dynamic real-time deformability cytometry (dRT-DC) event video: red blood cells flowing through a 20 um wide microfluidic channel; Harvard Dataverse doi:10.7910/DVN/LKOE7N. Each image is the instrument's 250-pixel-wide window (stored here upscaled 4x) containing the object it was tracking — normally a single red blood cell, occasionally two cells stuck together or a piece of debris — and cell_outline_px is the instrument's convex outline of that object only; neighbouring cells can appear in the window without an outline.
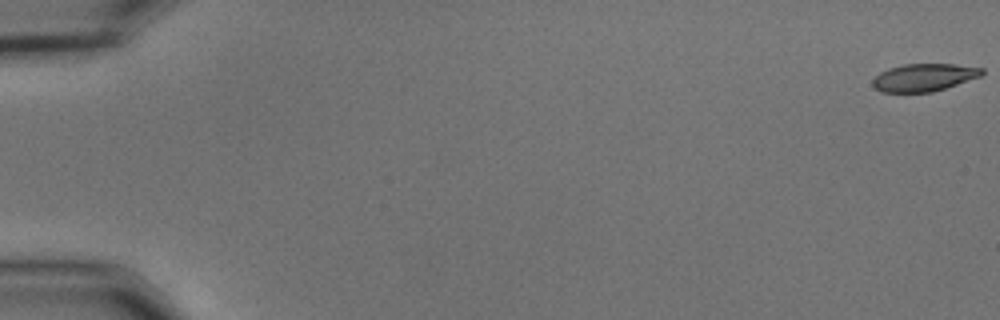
{"species": "common noctule bat (a hibernating species)", "species_latin": "Nyctalus noctula", "temperature_condition": "cold", "stored_images_in_passage": 57, "camera_frame_rate_fps": 3000, "um_per_image_px": 0.085, "animal": {"sex": "male", "body_mass_g": 15.6}, "frame": {"image": 1, "passage_image": 1, "time_ms": 0.0, "image_size_px": [1000, 320], "cell_outline_px": [[984, 72], [980, 76], [932, 92], [880, 92], [872, 84], [872, 80], [880, 72], [888, 68], [904, 64], [952, 64], [984, 68]], "centroid_in_image_um": [78.5, 6.57], "position_along_channel_um": 6.5, "area_um2": 17.4}}
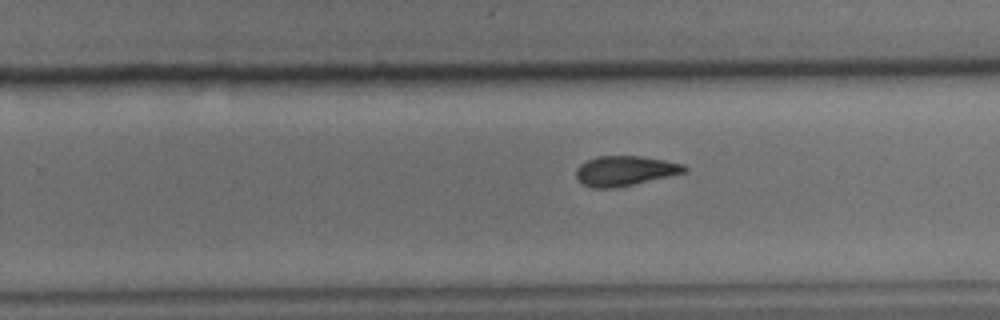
{"frame": {"image": 2, "passage_image": 37, "time_ms": 12.0, "image_size_px": [1000, 320], "cell_outline_px": [[688, 168], [684, 172], [632, 184], [612, 188], [592, 188], [584, 184], [576, 176], [576, 168], [580, 164], [596, 156], [640, 156], [664, 160], [684, 164]], "centroid_in_image_um": [53.09, 14.5], "position_along_channel_um": 276.7, "area_um2": 18.5}}
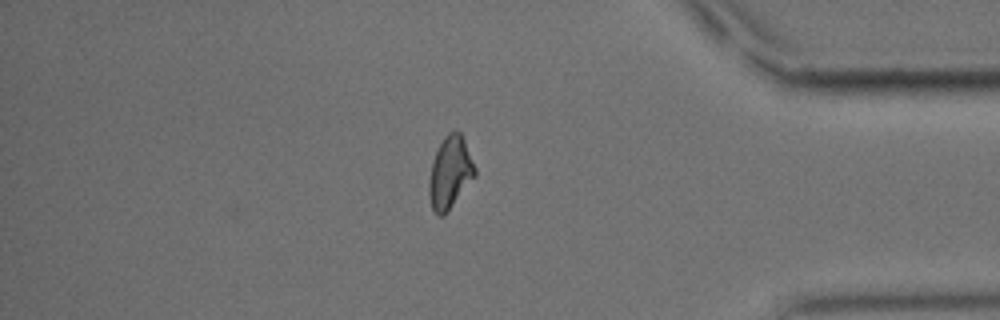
{"frame": {"image": 3, "passage_image": 49, "time_ms": 16.0, "image_size_px": [1000, 320], "cell_outline_px": [[476, 176], [444, 216], [436, 216], [432, 208], [428, 192], [428, 184], [432, 160], [444, 136], [448, 132], [456, 128], [460, 132], [464, 140], [476, 168]], "centroid_in_image_um": [38.25, 14.67], "position_along_channel_um": 397.0, "area_um2": 19.48}, "authors_computed_cell_mechanics": {"area_um2": 19.1318, "velocity_mm_per_s": 3.6187, "shape_relaxation_time_tau1_ms": 6.0033, "shape_relaxation_time_tau2_ms": 3.9007, "deformation_change_tau1": 0.1621, "deformation_change_tau2": 0.1026}}